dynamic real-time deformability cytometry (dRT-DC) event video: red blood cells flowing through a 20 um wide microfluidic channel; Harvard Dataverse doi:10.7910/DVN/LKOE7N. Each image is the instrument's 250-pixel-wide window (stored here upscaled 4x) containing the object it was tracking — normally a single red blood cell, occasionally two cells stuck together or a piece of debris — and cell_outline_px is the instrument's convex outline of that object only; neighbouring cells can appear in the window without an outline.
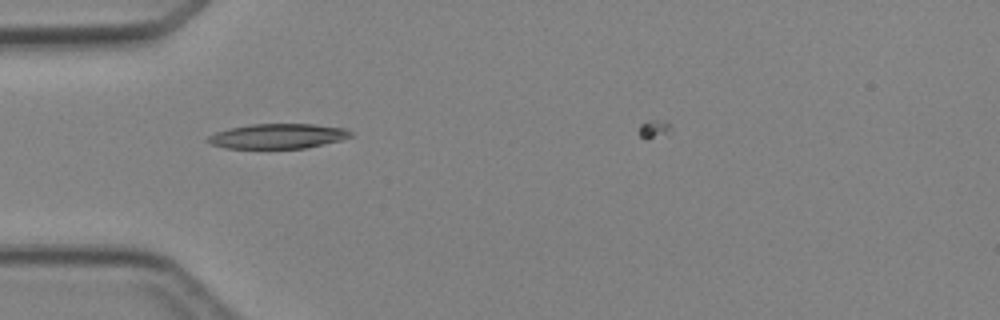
{"species": "Egyptian fruit bat (a non-hibernating species)", "species_latin": "Rousettus aegyptiacus", "temperature_condition": "cold", "stored_images_in_passage": 4, "camera_frame_rate_fps": 3000, "um_per_image_px": 0.085, "animal": {"sex": "female"}, "frame": {"image": 1, "passage_image": 2, "time_ms": 1.333, "image_size_px": [1000, 320], "cell_outline_px": [[352, 136], [340, 140], [324, 144], [304, 148], [224, 148], [212, 144], [208, 140], [208, 136], [216, 132], [228, 128], [252, 124], [312, 124], [344, 128], [352, 132]], "centroid_in_image_um": [23.61, 11.57], "position_along_channel_um": 61.4, "area_um2": 20.52}}
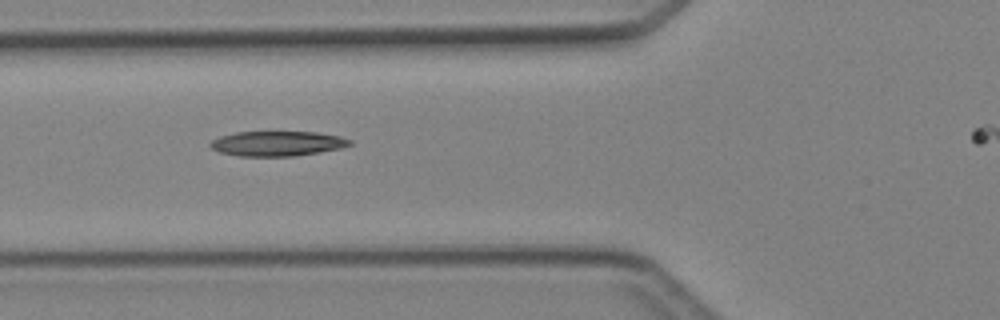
{"frame": {"image": 2, "passage_image": 3, "time_ms": 2.333, "image_size_px": [1000, 320], "cell_outline_px": [[352, 144], [340, 148], [292, 156], [240, 156], [220, 152], [212, 148], [208, 144], [212, 140], [220, 136], [236, 132], [316, 132], [340, 136], [352, 140]], "centroid_in_image_um": [23.55, 12.19], "position_along_channel_um": 102.2, "area_um2": 20.06}}
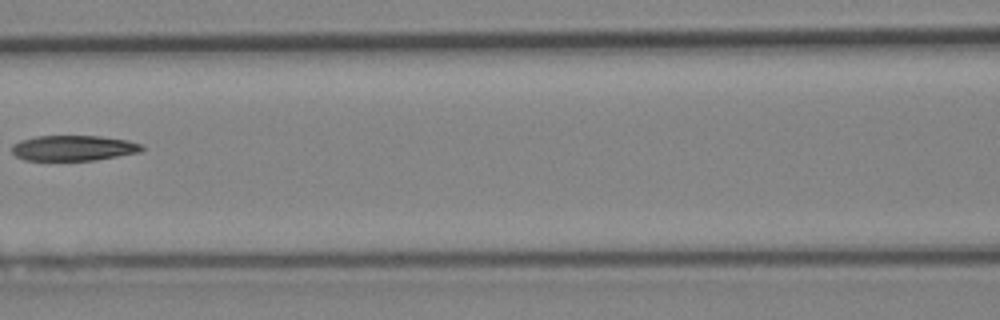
{"frame": {"image": 3, "passage_image": 4, "time_ms": 3.667, "image_size_px": [1000, 320], "cell_outline_px": [[144, 148], [140, 152], [96, 160], [24, 160], [16, 156], [12, 152], [12, 144], [20, 140], [36, 136], [100, 136], [128, 140], [140, 144]], "centroid_in_image_um": [6.23, 12.58], "position_along_channel_um": 160.4, "area_um2": 19.25}}